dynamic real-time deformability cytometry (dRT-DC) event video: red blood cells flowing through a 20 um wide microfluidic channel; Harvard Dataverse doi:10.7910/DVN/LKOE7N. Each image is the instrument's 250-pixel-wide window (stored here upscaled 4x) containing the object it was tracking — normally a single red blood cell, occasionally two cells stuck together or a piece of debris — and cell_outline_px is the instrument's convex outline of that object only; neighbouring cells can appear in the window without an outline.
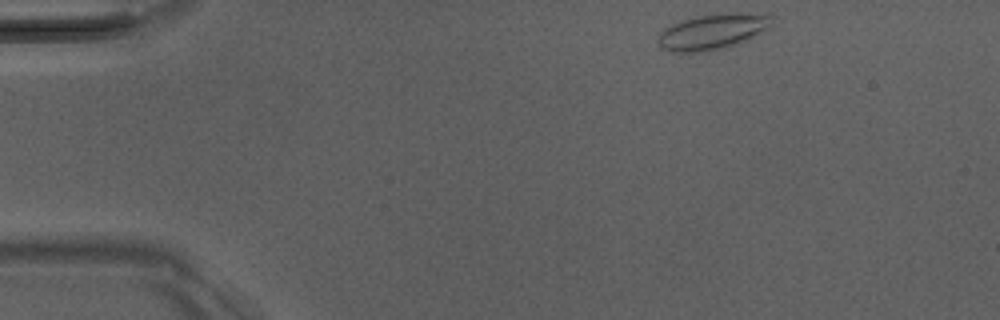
{"species": "Egyptian fruit bat (a non-hibernating species)", "species_latin": "Rousettus aegyptiacus", "temperature_condition": "room temperature", "stored_images_in_passage": 13, "camera_frame_rate_fps": 3000, "um_per_image_px": 0.085, "animal": {"sex": "male"}, "frame": {"image": 1, "passage_image": 1, "time_ms": 0.0, "image_size_px": [1000, 320], "cell_outline_px": [[776, 16], [772, 24], [768, 28], [748, 40], [740, 44], [708, 52], [672, 52], [664, 48], [656, 40], [660, 32], [664, 28], [680, 20], [696, 16], [736, 12], [768, 12]], "centroid_in_image_um": [60.67, 2.67], "position_along_channel_um": 24.3, "area_um2": 24.33}}